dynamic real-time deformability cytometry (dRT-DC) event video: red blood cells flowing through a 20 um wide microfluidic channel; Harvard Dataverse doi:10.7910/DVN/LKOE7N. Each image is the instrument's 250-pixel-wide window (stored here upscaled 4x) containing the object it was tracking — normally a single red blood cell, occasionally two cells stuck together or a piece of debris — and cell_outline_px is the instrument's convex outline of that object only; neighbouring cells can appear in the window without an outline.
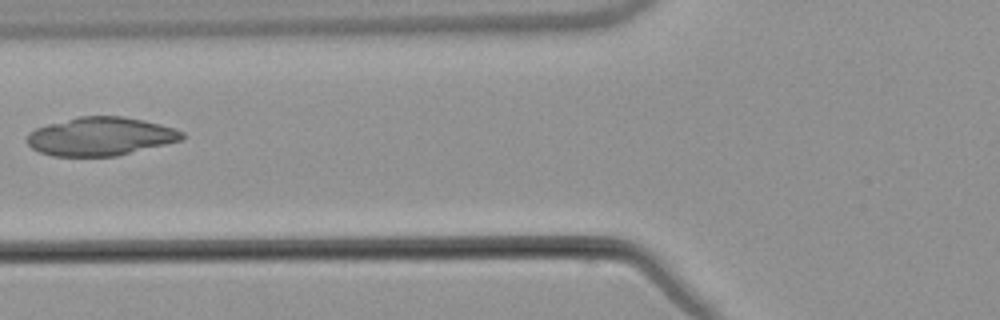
{"species": "common noctule bat (a hibernating species)", "species_latin": "Nyctalus noctula", "temperature_condition": "warm", "stored_images_in_passage": 7, "camera_frame_rate_fps": 3000, "um_per_image_px": 0.085, "animal": {"sex": "male", "body_mass_g": 21.5, "forearm_length_mm": 52.0}, "frame": {"image": 1, "passage_image": 6, "time_ms": 6.667, "image_size_px": [1000, 320], "cell_outline_px": [[184, 140], [116, 156], [52, 156], [40, 152], [32, 148], [28, 144], [28, 132], [36, 128], [48, 124], [80, 116], [124, 116], [144, 120], [160, 124], [184, 132]], "centroid_in_image_um": [8.56, 11.59], "position_along_channel_um": 117.2, "area_um2": 34.68}}
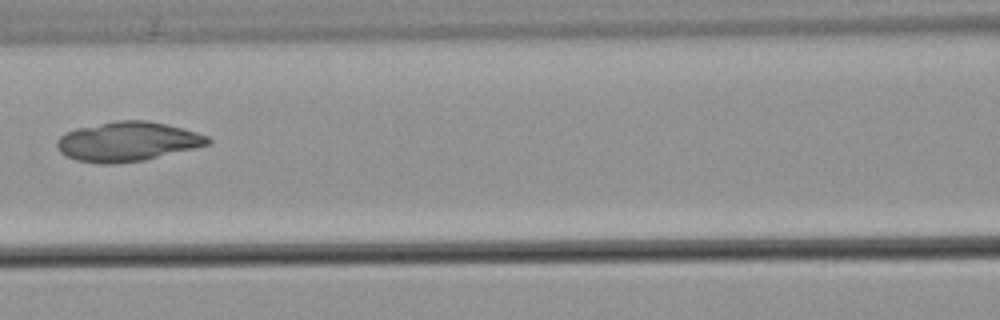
{"frame": {"image": 2, "passage_image": 7, "time_ms": 7.667, "image_size_px": [1000, 320], "cell_outline_px": [[212, 140], [208, 144], [144, 160], [112, 164], [104, 164], [76, 160], [60, 152], [56, 144], [56, 140], [64, 132], [76, 128], [116, 120], [144, 120], [168, 124], [196, 132], [208, 136]], "centroid_in_image_um": [10.8, 12.02], "position_along_channel_um": 155.8, "area_um2": 34.51}}